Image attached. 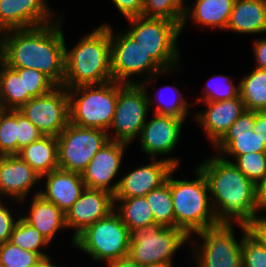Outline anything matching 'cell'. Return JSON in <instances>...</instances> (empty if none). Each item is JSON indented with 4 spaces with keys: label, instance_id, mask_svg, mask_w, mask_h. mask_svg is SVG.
Returning a JSON list of instances; mask_svg holds the SVG:
<instances>
[{
    "label": "cell",
    "instance_id": "1",
    "mask_svg": "<svg viewBox=\"0 0 266 267\" xmlns=\"http://www.w3.org/2000/svg\"><path fill=\"white\" fill-rule=\"evenodd\" d=\"M55 23L2 32L0 60L10 68H33L62 86L65 77V38Z\"/></svg>",
    "mask_w": 266,
    "mask_h": 267
},
{
    "label": "cell",
    "instance_id": "2",
    "mask_svg": "<svg viewBox=\"0 0 266 267\" xmlns=\"http://www.w3.org/2000/svg\"><path fill=\"white\" fill-rule=\"evenodd\" d=\"M198 168L205 175L212 206L219 223L247 224L259 209L256 185L236 165L220 157H210Z\"/></svg>",
    "mask_w": 266,
    "mask_h": 267
},
{
    "label": "cell",
    "instance_id": "3",
    "mask_svg": "<svg viewBox=\"0 0 266 267\" xmlns=\"http://www.w3.org/2000/svg\"><path fill=\"white\" fill-rule=\"evenodd\" d=\"M112 80L111 27L104 24L87 34L73 49H65V77L62 86L72 89Z\"/></svg>",
    "mask_w": 266,
    "mask_h": 267
},
{
    "label": "cell",
    "instance_id": "4",
    "mask_svg": "<svg viewBox=\"0 0 266 267\" xmlns=\"http://www.w3.org/2000/svg\"><path fill=\"white\" fill-rule=\"evenodd\" d=\"M170 172V192L175 214V227L182 229L189 237L208 228L219 225L210 201L209 186L205 175L197 167L193 181L174 180Z\"/></svg>",
    "mask_w": 266,
    "mask_h": 267
},
{
    "label": "cell",
    "instance_id": "5",
    "mask_svg": "<svg viewBox=\"0 0 266 267\" xmlns=\"http://www.w3.org/2000/svg\"><path fill=\"white\" fill-rule=\"evenodd\" d=\"M68 90L69 122L109 132L117 101V82L78 86Z\"/></svg>",
    "mask_w": 266,
    "mask_h": 267
},
{
    "label": "cell",
    "instance_id": "6",
    "mask_svg": "<svg viewBox=\"0 0 266 267\" xmlns=\"http://www.w3.org/2000/svg\"><path fill=\"white\" fill-rule=\"evenodd\" d=\"M130 244L131 232L115 209L74 238L78 249L100 262L127 257Z\"/></svg>",
    "mask_w": 266,
    "mask_h": 267
},
{
    "label": "cell",
    "instance_id": "7",
    "mask_svg": "<svg viewBox=\"0 0 266 267\" xmlns=\"http://www.w3.org/2000/svg\"><path fill=\"white\" fill-rule=\"evenodd\" d=\"M131 28L126 33L135 40L165 71L178 64L177 40L181 27L165 18L143 15L127 19Z\"/></svg>",
    "mask_w": 266,
    "mask_h": 267
},
{
    "label": "cell",
    "instance_id": "8",
    "mask_svg": "<svg viewBox=\"0 0 266 267\" xmlns=\"http://www.w3.org/2000/svg\"><path fill=\"white\" fill-rule=\"evenodd\" d=\"M188 239L189 236L180 228L150 224L131 232L128 256L140 267L172 263V255Z\"/></svg>",
    "mask_w": 266,
    "mask_h": 267
},
{
    "label": "cell",
    "instance_id": "9",
    "mask_svg": "<svg viewBox=\"0 0 266 267\" xmlns=\"http://www.w3.org/2000/svg\"><path fill=\"white\" fill-rule=\"evenodd\" d=\"M110 135L69 122L57 136L59 169L82 174L95 154L111 140Z\"/></svg>",
    "mask_w": 266,
    "mask_h": 267
},
{
    "label": "cell",
    "instance_id": "10",
    "mask_svg": "<svg viewBox=\"0 0 266 267\" xmlns=\"http://www.w3.org/2000/svg\"><path fill=\"white\" fill-rule=\"evenodd\" d=\"M152 101L145 83L117 82L116 109L110 125L114 137L111 140L130 144L137 135L140 136Z\"/></svg>",
    "mask_w": 266,
    "mask_h": 267
},
{
    "label": "cell",
    "instance_id": "11",
    "mask_svg": "<svg viewBox=\"0 0 266 267\" xmlns=\"http://www.w3.org/2000/svg\"><path fill=\"white\" fill-rule=\"evenodd\" d=\"M232 225L220 223L196 233L204 241L194 249L197 267H242V239L237 242Z\"/></svg>",
    "mask_w": 266,
    "mask_h": 267
},
{
    "label": "cell",
    "instance_id": "12",
    "mask_svg": "<svg viewBox=\"0 0 266 267\" xmlns=\"http://www.w3.org/2000/svg\"><path fill=\"white\" fill-rule=\"evenodd\" d=\"M113 34L111 28V71L113 81L123 84H137L133 75L149 72L159 75L166 72L139 44L126 32ZM115 37V38H114Z\"/></svg>",
    "mask_w": 266,
    "mask_h": 267
},
{
    "label": "cell",
    "instance_id": "13",
    "mask_svg": "<svg viewBox=\"0 0 266 267\" xmlns=\"http://www.w3.org/2000/svg\"><path fill=\"white\" fill-rule=\"evenodd\" d=\"M19 111L44 136L57 137L69 123V96L64 86H56L49 93L31 98Z\"/></svg>",
    "mask_w": 266,
    "mask_h": 267
},
{
    "label": "cell",
    "instance_id": "14",
    "mask_svg": "<svg viewBox=\"0 0 266 267\" xmlns=\"http://www.w3.org/2000/svg\"><path fill=\"white\" fill-rule=\"evenodd\" d=\"M129 144L109 140L89 162L81 174L86 188L105 190L112 195L117 191L119 182L110 185L119 171L125 148Z\"/></svg>",
    "mask_w": 266,
    "mask_h": 267
},
{
    "label": "cell",
    "instance_id": "15",
    "mask_svg": "<svg viewBox=\"0 0 266 267\" xmlns=\"http://www.w3.org/2000/svg\"><path fill=\"white\" fill-rule=\"evenodd\" d=\"M151 160L154 162L141 166L118 180L119 185L114 198L146 196L147 193L164 184L169 173L179 165V160L176 158Z\"/></svg>",
    "mask_w": 266,
    "mask_h": 267
},
{
    "label": "cell",
    "instance_id": "16",
    "mask_svg": "<svg viewBox=\"0 0 266 267\" xmlns=\"http://www.w3.org/2000/svg\"><path fill=\"white\" fill-rule=\"evenodd\" d=\"M114 195L101 189L85 188L78 200L66 212V225L76 228L74 238L86 227L106 217L115 208Z\"/></svg>",
    "mask_w": 266,
    "mask_h": 267
},
{
    "label": "cell",
    "instance_id": "17",
    "mask_svg": "<svg viewBox=\"0 0 266 267\" xmlns=\"http://www.w3.org/2000/svg\"><path fill=\"white\" fill-rule=\"evenodd\" d=\"M46 0H0V33L51 23Z\"/></svg>",
    "mask_w": 266,
    "mask_h": 267
},
{
    "label": "cell",
    "instance_id": "18",
    "mask_svg": "<svg viewBox=\"0 0 266 267\" xmlns=\"http://www.w3.org/2000/svg\"><path fill=\"white\" fill-rule=\"evenodd\" d=\"M184 121L173 116L155 114L154 118L146 121L140 134L141 149L155 155L169 154L179 141L181 128Z\"/></svg>",
    "mask_w": 266,
    "mask_h": 267
},
{
    "label": "cell",
    "instance_id": "19",
    "mask_svg": "<svg viewBox=\"0 0 266 267\" xmlns=\"http://www.w3.org/2000/svg\"><path fill=\"white\" fill-rule=\"evenodd\" d=\"M253 128L254 111L245 110L214 146L235 158L250 152H266V145Z\"/></svg>",
    "mask_w": 266,
    "mask_h": 267
},
{
    "label": "cell",
    "instance_id": "20",
    "mask_svg": "<svg viewBox=\"0 0 266 267\" xmlns=\"http://www.w3.org/2000/svg\"><path fill=\"white\" fill-rule=\"evenodd\" d=\"M203 103L207 109L195 117L215 145L246 109L240 95L235 99Z\"/></svg>",
    "mask_w": 266,
    "mask_h": 267
},
{
    "label": "cell",
    "instance_id": "21",
    "mask_svg": "<svg viewBox=\"0 0 266 267\" xmlns=\"http://www.w3.org/2000/svg\"><path fill=\"white\" fill-rule=\"evenodd\" d=\"M41 179L18 155L0 156V194L25 200L30 189Z\"/></svg>",
    "mask_w": 266,
    "mask_h": 267
},
{
    "label": "cell",
    "instance_id": "22",
    "mask_svg": "<svg viewBox=\"0 0 266 267\" xmlns=\"http://www.w3.org/2000/svg\"><path fill=\"white\" fill-rule=\"evenodd\" d=\"M44 176L46 191H39V194L66 214L86 188L82 175L58 168Z\"/></svg>",
    "mask_w": 266,
    "mask_h": 267
},
{
    "label": "cell",
    "instance_id": "23",
    "mask_svg": "<svg viewBox=\"0 0 266 267\" xmlns=\"http://www.w3.org/2000/svg\"><path fill=\"white\" fill-rule=\"evenodd\" d=\"M226 29L241 34L266 32V0H235Z\"/></svg>",
    "mask_w": 266,
    "mask_h": 267
},
{
    "label": "cell",
    "instance_id": "24",
    "mask_svg": "<svg viewBox=\"0 0 266 267\" xmlns=\"http://www.w3.org/2000/svg\"><path fill=\"white\" fill-rule=\"evenodd\" d=\"M39 193L37 192L33 197L30 215L22 218L51 242L59 229L67 228L66 215L54 203L46 201Z\"/></svg>",
    "mask_w": 266,
    "mask_h": 267
},
{
    "label": "cell",
    "instance_id": "25",
    "mask_svg": "<svg viewBox=\"0 0 266 267\" xmlns=\"http://www.w3.org/2000/svg\"><path fill=\"white\" fill-rule=\"evenodd\" d=\"M40 177L59 168L57 137L42 136L39 140L20 149L17 154Z\"/></svg>",
    "mask_w": 266,
    "mask_h": 267
},
{
    "label": "cell",
    "instance_id": "26",
    "mask_svg": "<svg viewBox=\"0 0 266 267\" xmlns=\"http://www.w3.org/2000/svg\"><path fill=\"white\" fill-rule=\"evenodd\" d=\"M0 103L3 110H19L32 97L25 91L24 68H10L0 60Z\"/></svg>",
    "mask_w": 266,
    "mask_h": 267
},
{
    "label": "cell",
    "instance_id": "27",
    "mask_svg": "<svg viewBox=\"0 0 266 267\" xmlns=\"http://www.w3.org/2000/svg\"><path fill=\"white\" fill-rule=\"evenodd\" d=\"M235 0H196L190 14L202 26L226 29Z\"/></svg>",
    "mask_w": 266,
    "mask_h": 267
},
{
    "label": "cell",
    "instance_id": "28",
    "mask_svg": "<svg viewBox=\"0 0 266 267\" xmlns=\"http://www.w3.org/2000/svg\"><path fill=\"white\" fill-rule=\"evenodd\" d=\"M121 202L117 207V213L130 232L143 226L154 224L153 213L145 196L132 198H114L115 202Z\"/></svg>",
    "mask_w": 266,
    "mask_h": 267
},
{
    "label": "cell",
    "instance_id": "29",
    "mask_svg": "<svg viewBox=\"0 0 266 267\" xmlns=\"http://www.w3.org/2000/svg\"><path fill=\"white\" fill-rule=\"evenodd\" d=\"M239 93L246 110L266 111V69L255 68L239 83Z\"/></svg>",
    "mask_w": 266,
    "mask_h": 267
},
{
    "label": "cell",
    "instance_id": "30",
    "mask_svg": "<svg viewBox=\"0 0 266 267\" xmlns=\"http://www.w3.org/2000/svg\"><path fill=\"white\" fill-rule=\"evenodd\" d=\"M185 0H144L142 15L145 17L165 18L184 28L191 8ZM185 4V5H184Z\"/></svg>",
    "mask_w": 266,
    "mask_h": 267
},
{
    "label": "cell",
    "instance_id": "31",
    "mask_svg": "<svg viewBox=\"0 0 266 267\" xmlns=\"http://www.w3.org/2000/svg\"><path fill=\"white\" fill-rule=\"evenodd\" d=\"M153 213L155 223L165 227H175V214L170 192V173L167 181L145 196Z\"/></svg>",
    "mask_w": 266,
    "mask_h": 267
},
{
    "label": "cell",
    "instance_id": "32",
    "mask_svg": "<svg viewBox=\"0 0 266 267\" xmlns=\"http://www.w3.org/2000/svg\"><path fill=\"white\" fill-rule=\"evenodd\" d=\"M9 242L23 250L36 252L41 257L47 256V254L41 252L40 248L50 243L37 229L27 223L22 217L17 219Z\"/></svg>",
    "mask_w": 266,
    "mask_h": 267
},
{
    "label": "cell",
    "instance_id": "33",
    "mask_svg": "<svg viewBox=\"0 0 266 267\" xmlns=\"http://www.w3.org/2000/svg\"><path fill=\"white\" fill-rule=\"evenodd\" d=\"M17 155V110L0 113V156Z\"/></svg>",
    "mask_w": 266,
    "mask_h": 267
},
{
    "label": "cell",
    "instance_id": "34",
    "mask_svg": "<svg viewBox=\"0 0 266 267\" xmlns=\"http://www.w3.org/2000/svg\"><path fill=\"white\" fill-rule=\"evenodd\" d=\"M235 160L236 167L255 185L266 175V152H250Z\"/></svg>",
    "mask_w": 266,
    "mask_h": 267
},
{
    "label": "cell",
    "instance_id": "35",
    "mask_svg": "<svg viewBox=\"0 0 266 267\" xmlns=\"http://www.w3.org/2000/svg\"><path fill=\"white\" fill-rule=\"evenodd\" d=\"M40 257L38 253L23 250L9 241L0 243V263L4 267H31Z\"/></svg>",
    "mask_w": 266,
    "mask_h": 267
},
{
    "label": "cell",
    "instance_id": "36",
    "mask_svg": "<svg viewBox=\"0 0 266 267\" xmlns=\"http://www.w3.org/2000/svg\"><path fill=\"white\" fill-rule=\"evenodd\" d=\"M238 226L243 231L242 267H266V248L247 233L245 224H238Z\"/></svg>",
    "mask_w": 266,
    "mask_h": 267
},
{
    "label": "cell",
    "instance_id": "37",
    "mask_svg": "<svg viewBox=\"0 0 266 267\" xmlns=\"http://www.w3.org/2000/svg\"><path fill=\"white\" fill-rule=\"evenodd\" d=\"M217 76H219L217 78H220V79L224 78L223 84L222 83L218 84L217 80H216L215 84L213 82L214 80L210 81L211 84L208 82V84H206V86H205L206 88L204 89L205 97H203V98L199 97L197 99V103L201 102V101H203V102H219V101L228 100V99H235L236 97H238L240 95L239 84H238V86H235V84L232 83L230 78H228L224 75H217Z\"/></svg>",
    "mask_w": 266,
    "mask_h": 267
},
{
    "label": "cell",
    "instance_id": "38",
    "mask_svg": "<svg viewBox=\"0 0 266 267\" xmlns=\"http://www.w3.org/2000/svg\"><path fill=\"white\" fill-rule=\"evenodd\" d=\"M25 91L34 98L45 95L57 85L45 74L33 68H24Z\"/></svg>",
    "mask_w": 266,
    "mask_h": 267
},
{
    "label": "cell",
    "instance_id": "39",
    "mask_svg": "<svg viewBox=\"0 0 266 267\" xmlns=\"http://www.w3.org/2000/svg\"><path fill=\"white\" fill-rule=\"evenodd\" d=\"M166 88L170 90L173 89L176 92L177 97H174V99L169 103L165 101L163 102V100L161 102L160 99L157 98L156 101H158L159 103L156 106L155 114L173 116L175 118L185 121V118L188 115V110H189L188 103L187 101H185L186 99L182 96L181 93H179V90L176 87L171 88V86H167Z\"/></svg>",
    "mask_w": 266,
    "mask_h": 267
},
{
    "label": "cell",
    "instance_id": "40",
    "mask_svg": "<svg viewBox=\"0 0 266 267\" xmlns=\"http://www.w3.org/2000/svg\"><path fill=\"white\" fill-rule=\"evenodd\" d=\"M44 136L38 128L17 110V154L20 149Z\"/></svg>",
    "mask_w": 266,
    "mask_h": 267
},
{
    "label": "cell",
    "instance_id": "41",
    "mask_svg": "<svg viewBox=\"0 0 266 267\" xmlns=\"http://www.w3.org/2000/svg\"><path fill=\"white\" fill-rule=\"evenodd\" d=\"M247 233L257 241L261 246L266 248V216H254L247 224Z\"/></svg>",
    "mask_w": 266,
    "mask_h": 267
},
{
    "label": "cell",
    "instance_id": "42",
    "mask_svg": "<svg viewBox=\"0 0 266 267\" xmlns=\"http://www.w3.org/2000/svg\"><path fill=\"white\" fill-rule=\"evenodd\" d=\"M16 222L9 209L0 202V243L10 240Z\"/></svg>",
    "mask_w": 266,
    "mask_h": 267
},
{
    "label": "cell",
    "instance_id": "43",
    "mask_svg": "<svg viewBox=\"0 0 266 267\" xmlns=\"http://www.w3.org/2000/svg\"><path fill=\"white\" fill-rule=\"evenodd\" d=\"M120 13L127 19L142 15L144 0H112Z\"/></svg>",
    "mask_w": 266,
    "mask_h": 267
},
{
    "label": "cell",
    "instance_id": "44",
    "mask_svg": "<svg viewBox=\"0 0 266 267\" xmlns=\"http://www.w3.org/2000/svg\"><path fill=\"white\" fill-rule=\"evenodd\" d=\"M253 52L256 60V68L266 69V38L255 40Z\"/></svg>",
    "mask_w": 266,
    "mask_h": 267
},
{
    "label": "cell",
    "instance_id": "45",
    "mask_svg": "<svg viewBox=\"0 0 266 267\" xmlns=\"http://www.w3.org/2000/svg\"><path fill=\"white\" fill-rule=\"evenodd\" d=\"M253 130L266 145V111H254Z\"/></svg>",
    "mask_w": 266,
    "mask_h": 267
},
{
    "label": "cell",
    "instance_id": "46",
    "mask_svg": "<svg viewBox=\"0 0 266 267\" xmlns=\"http://www.w3.org/2000/svg\"><path fill=\"white\" fill-rule=\"evenodd\" d=\"M256 198L259 209H266V175L256 185Z\"/></svg>",
    "mask_w": 266,
    "mask_h": 267
},
{
    "label": "cell",
    "instance_id": "47",
    "mask_svg": "<svg viewBox=\"0 0 266 267\" xmlns=\"http://www.w3.org/2000/svg\"><path fill=\"white\" fill-rule=\"evenodd\" d=\"M108 267H140L129 256L106 262Z\"/></svg>",
    "mask_w": 266,
    "mask_h": 267
},
{
    "label": "cell",
    "instance_id": "48",
    "mask_svg": "<svg viewBox=\"0 0 266 267\" xmlns=\"http://www.w3.org/2000/svg\"><path fill=\"white\" fill-rule=\"evenodd\" d=\"M50 257L47 255V256H43V257H40L36 263L34 265H32L31 267H57L56 265L54 266L52 264V262L50 261Z\"/></svg>",
    "mask_w": 266,
    "mask_h": 267
},
{
    "label": "cell",
    "instance_id": "49",
    "mask_svg": "<svg viewBox=\"0 0 266 267\" xmlns=\"http://www.w3.org/2000/svg\"><path fill=\"white\" fill-rule=\"evenodd\" d=\"M172 263H161V264H151L147 266H142V267H173Z\"/></svg>",
    "mask_w": 266,
    "mask_h": 267
},
{
    "label": "cell",
    "instance_id": "50",
    "mask_svg": "<svg viewBox=\"0 0 266 267\" xmlns=\"http://www.w3.org/2000/svg\"><path fill=\"white\" fill-rule=\"evenodd\" d=\"M3 111L2 105L0 103V113Z\"/></svg>",
    "mask_w": 266,
    "mask_h": 267
}]
</instances>
